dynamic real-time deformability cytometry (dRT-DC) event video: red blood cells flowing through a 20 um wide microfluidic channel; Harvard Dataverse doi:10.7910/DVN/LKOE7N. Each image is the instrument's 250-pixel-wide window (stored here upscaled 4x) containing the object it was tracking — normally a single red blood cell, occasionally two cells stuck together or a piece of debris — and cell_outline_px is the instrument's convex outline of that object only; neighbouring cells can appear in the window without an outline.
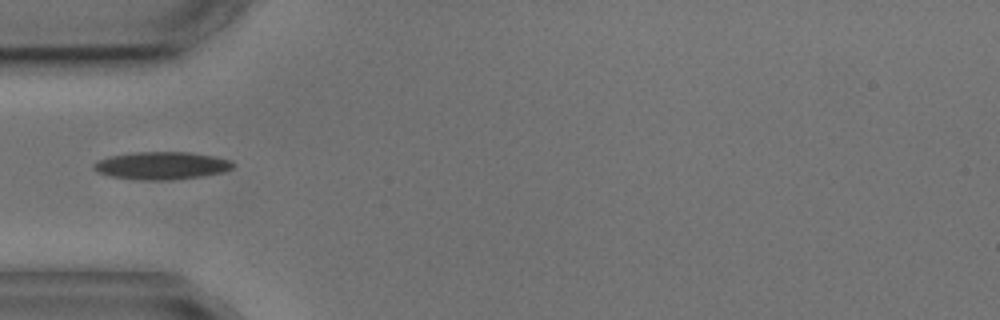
{"species": "common noctule bat (a hibernating species)", "species_latin": "Nyctalus noctula", "temperature_condition": "cold", "stored_images_in_passage": 3, "camera_frame_rate_fps": 3000, "um_per_image_px": 0.085, "animal": {"sex": "male", "body_mass_g": 17.9, "forearm_length_mm": 54.2}, "frame": {"image": 1, "passage_image": 3, "time_ms": 2.333, "image_size_px": [1000, 320], "cell_outline_px": [[236, 164], [232, 168], [224, 172], [200, 176], [172, 180], [144, 180], [108, 176], [96, 172], [92, 168], [92, 164], [108, 156], [136, 152], [188, 152], [212, 156], [232, 160]], "centroid_in_image_um": [13.72, 14.08], "position_along_channel_um": 71.3, "area_um2": 22.54}}